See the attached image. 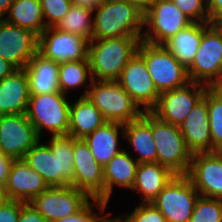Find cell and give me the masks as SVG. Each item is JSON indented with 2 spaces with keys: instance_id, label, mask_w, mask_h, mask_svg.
Returning <instances> with one entry per match:
<instances>
[{
  "instance_id": "1",
  "label": "cell",
  "mask_w": 222,
  "mask_h": 222,
  "mask_svg": "<svg viewBox=\"0 0 222 222\" xmlns=\"http://www.w3.org/2000/svg\"><path fill=\"white\" fill-rule=\"evenodd\" d=\"M39 140L23 160L40 174L49 187L71 186L74 176V137L51 136L47 144Z\"/></svg>"
},
{
  "instance_id": "2",
  "label": "cell",
  "mask_w": 222,
  "mask_h": 222,
  "mask_svg": "<svg viewBox=\"0 0 222 222\" xmlns=\"http://www.w3.org/2000/svg\"><path fill=\"white\" fill-rule=\"evenodd\" d=\"M92 39L136 36L142 39L144 11L127 0H103L93 10Z\"/></svg>"
},
{
  "instance_id": "3",
  "label": "cell",
  "mask_w": 222,
  "mask_h": 222,
  "mask_svg": "<svg viewBox=\"0 0 222 222\" xmlns=\"http://www.w3.org/2000/svg\"><path fill=\"white\" fill-rule=\"evenodd\" d=\"M140 41L136 36L92 39L88 44L92 79L117 81L122 69L136 54Z\"/></svg>"
},
{
  "instance_id": "4",
  "label": "cell",
  "mask_w": 222,
  "mask_h": 222,
  "mask_svg": "<svg viewBox=\"0 0 222 222\" xmlns=\"http://www.w3.org/2000/svg\"><path fill=\"white\" fill-rule=\"evenodd\" d=\"M141 117L151 126L157 162L176 175H186L193 153L188 149L179 126L160 120L151 111H144Z\"/></svg>"
},
{
  "instance_id": "5",
  "label": "cell",
  "mask_w": 222,
  "mask_h": 222,
  "mask_svg": "<svg viewBox=\"0 0 222 222\" xmlns=\"http://www.w3.org/2000/svg\"><path fill=\"white\" fill-rule=\"evenodd\" d=\"M86 97L109 122L126 124L144 112L117 81L92 80Z\"/></svg>"
},
{
  "instance_id": "6",
  "label": "cell",
  "mask_w": 222,
  "mask_h": 222,
  "mask_svg": "<svg viewBox=\"0 0 222 222\" xmlns=\"http://www.w3.org/2000/svg\"><path fill=\"white\" fill-rule=\"evenodd\" d=\"M70 104L61 91L30 95L26 114L40 138L43 129L51 136L68 135Z\"/></svg>"
},
{
  "instance_id": "7",
  "label": "cell",
  "mask_w": 222,
  "mask_h": 222,
  "mask_svg": "<svg viewBox=\"0 0 222 222\" xmlns=\"http://www.w3.org/2000/svg\"><path fill=\"white\" fill-rule=\"evenodd\" d=\"M137 53L144 59L159 93L180 88L190 81L187 68L164 45L140 41Z\"/></svg>"
},
{
  "instance_id": "8",
  "label": "cell",
  "mask_w": 222,
  "mask_h": 222,
  "mask_svg": "<svg viewBox=\"0 0 222 222\" xmlns=\"http://www.w3.org/2000/svg\"><path fill=\"white\" fill-rule=\"evenodd\" d=\"M191 82L216 87L222 82V29L210 24L191 65L187 68Z\"/></svg>"
},
{
  "instance_id": "9",
  "label": "cell",
  "mask_w": 222,
  "mask_h": 222,
  "mask_svg": "<svg viewBox=\"0 0 222 222\" xmlns=\"http://www.w3.org/2000/svg\"><path fill=\"white\" fill-rule=\"evenodd\" d=\"M192 21L171 1L154 0L144 11L142 41L164 45Z\"/></svg>"
},
{
  "instance_id": "10",
  "label": "cell",
  "mask_w": 222,
  "mask_h": 222,
  "mask_svg": "<svg viewBox=\"0 0 222 222\" xmlns=\"http://www.w3.org/2000/svg\"><path fill=\"white\" fill-rule=\"evenodd\" d=\"M199 197L186 175H175L151 203L167 222H189Z\"/></svg>"
},
{
  "instance_id": "11",
  "label": "cell",
  "mask_w": 222,
  "mask_h": 222,
  "mask_svg": "<svg viewBox=\"0 0 222 222\" xmlns=\"http://www.w3.org/2000/svg\"><path fill=\"white\" fill-rule=\"evenodd\" d=\"M92 198L72 186L48 187L29 203L48 221L56 222L79 212Z\"/></svg>"
},
{
  "instance_id": "12",
  "label": "cell",
  "mask_w": 222,
  "mask_h": 222,
  "mask_svg": "<svg viewBox=\"0 0 222 222\" xmlns=\"http://www.w3.org/2000/svg\"><path fill=\"white\" fill-rule=\"evenodd\" d=\"M208 88L202 83L189 82L183 87L162 92L151 112L160 120L179 126Z\"/></svg>"
},
{
  "instance_id": "13",
  "label": "cell",
  "mask_w": 222,
  "mask_h": 222,
  "mask_svg": "<svg viewBox=\"0 0 222 222\" xmlns=\"http://www.w3.org/2000/svg\"><path fill=\"white\" fill-rule=\"evenodd\" d=\"M42 140L27 114L0 115V151L13 159H23L25 154Z\"/></svg>"
},
{
  "instance_id": "14",
  "label": "cell",
  "mask_w": 222,
  "mask_h": 222,
  "mask_svg": "<svg viewBox=\"0 0 222 222\" xmlns=\"http://www.w3.org/2000/svg\"><path fill=\"white\" fill-rule=\"evenodd\" d=\"M38 52V36L31 30L0 19V57L23 69Z\"/></svg>"
},
{
  "instance_id": "15",
  "label": "cell",
  "mask_w": 222,
  "mask_h": 222,
  "mask_svg": "<svg viewBox=\"0 0 222 222\" xmlns=\"http://www.w3.org/2000/svg\"><path fill=\"white\" fill-rule=\"evenodd\" d=\"M117 82L143 111H151L156 106L160 93L137 52L122 69Z\"/></svg>"
},
{
  "instance_id": "16",
  "label": "cell",
  "mask_w": 222,
  "mask_h": 222,
  "mask_svg": "<svg viewBox=\"0 0 222 222\" xmlns=\"http://www.w3.org/2000/svg\"><path fill=\"white\" fill-rule=\"evenodd\" d=\"M186 176L200 197L222 199V151L194 153Z\"/></svg>"
},
{
  "instance_id": "17",
  "label": "cell",
  "mask_w": 222,
  "mask_h": 222,
  "mask_svg": "<svg viewBox=\"0 0 222 222\" xmlns=\"http://www.w3.org/2000/svg\"><path fill=\"white\" fill-rule=\"evenodd\" d=\"M89 41L77 34L46 28L38 37V52L57 63L88 59Z\"/></svg>"
},
{
  "instance_id": "18",
  "label": "cell",
  "mask_w": 222,
  "mask_h": 222,
  "mask_svg": "<svg viewBox=\"0 0 222 222\" xmlns=\"http://www.w3.org/2000/svg\"><path fill=\"white\" fill-rule=\"evenodd\" d=\"M74 176L71 186L91 198L104 201L103 167L95 160L84 139L74 138Z\"/></svg>"
},
{
  "instance_id": "19",
  "label": "cell",
  "mask_w": 222,
  "mask_h": 222,
  "mask_svg": "<svg viewBox=\"0 0 222 222\" xmlns=\"http://www.w3.org/2000/svg\"><path fill=\"white\" fill-rule=\"evenodd\" d=\"M48 187L43 177L30 168L23 159L13 160L4 185L8 199L29 203Z\"/></svg>"
},
{
  "instance_id": "20",
  "label": "cell",
  "mask_w": 222,
  "mask_h": 222,
  "mask_svg": "<svg viewBox=\"0 0 222 222\" xmlns=\"http://www.w3.org/2000/svg\"><path fill=\"white\" fill-rule=\"evenodd\" d=\"M188 149L194 153L212 152L211 131L207 107V90L179 125Z\"/></svg>"
},
{
  "instance_id": "21",
  "label": "cell",
  "mask_w": 222,
  "mask_h": 222,
  "mask_svg": "<svg viewBox=\"0 0 222 222\" xmlns=\"http://www.w3.org/2000/svg\"><path fill=\"white\" fill-rule=\"evenodd\" d=\"M30 89L25 68L16 69L0 81V115L26 114Z\"/></svg>"
},
{
  "instance_id": "22",
  "label": "cell",
  "mask_w": 222,
  "mask_h": 222,
  "mask_svg": "<svg viewBox=\"0 0 222 222\" xmlns=\"http://www.w3.org/2000/svg\"><path fill=\"white\" fill-rule=\"evenodd\" d=\"M119 136L124 138V124L107 121L93 133L86 136L84 141L90 148L95 160L104 167L123 150L119 145Z\"/></svg>"
},
{
  "instance_id": "23",
  "label": "cell",
  "mask_w": 222,
  "mask_h": 222,
  "mask_svg": "<svg viewBox=\"0 0 222 222\" xmlns=\"http://www.w3.org/2000/svg\"><path fill=\"white\" fill-rule=\"evenodd\" d=\"M138 164L134 156L123 149L103 167L104 202L109 203L114 186L132 189Z\"/></svg>"
},
{
  "instance_id": "24",
  "label": "cell",
  "mask_w": 222,
  "mask_h": 222,
  "mask_svg": "<svg viewBox=\"0 0 222 222\" xmlns=\"http://www.w3.org/2000/svg\"><path fill=\"white\" fill-rule=\"evenodd\" d=\"M175 175L158 162L141 163L138 164L132 189L141 195V203H151Z\"/></svg>"
},
{
  "instance_id": "25",
  "label": "cell",
  "mask_w": 222,
  "mask_h": 222,
  "mask_svg": "<svg viewBox=\"0 0 222 222\" xmlns=\"http://www.w3.org/2000/svg\"><path fill=\"white\" fill-rule=\"evenodd\" d=\"M30 95L58 92L59 63L45 58L39 52L25 67Z\"/></svg>"
},
{
  "instance_id": "26",
  "label": "cell",
  "mask_w": 222,
  "mask_h": 222,
  "mask_svg": "<svg viewBox=\"0 0 222 222\" xmlns=\"http://www.w3.org/2000/svg\"><path fill=\"white\" fill-rule=\"evenodd\" d=\"M105 122L100 110L86 96L70 104L69 136L84 139Z\"/></svg>"
},
{
  "instance_id": "27",
  "label": "cell",
  "mask_w": 222,
  "mask_h": 222,
  "mask_svg": "<svg viewBox=\"0 0 222 222\" xmlns=\"http://www.w3.org/2000/svg\"><path fill=\"white\" fill-rule=\"evenodd\" d=\"M211 23L192 22L169 39L164 46L186 68H188L202 41L203 31Z\"/></svg>"
},
{
  "instance_id": "28",
  "label": "cell",
  "mask_w": 222,
  "mask_h": 222,
  "mask_svg": "<svg viewBox=\"0 0 222 222\" xmlns=\"http://www.w3.org/2000/svg\"><path fill=\"white\" fill-rule=\"evenodd\" d=\"M124 138L136 150L134 159L139 163L157 162V149L151 126L142 118L124 124Z\"/></svg>"
},
{
  "instance_id": "29",
  "label": "cell",
  "mask_w": 222,
  "mask_h": 222,
  "mask_svg": "<svg viewBox=\"0 0 222 222\" xmlns=\"http://www.w3.org/2000/svg\"><path fill=\"white\" fill-rule=\"evenodd\" d=\"M3 19L35 33L38 37L46 29L39 0H14Z\"/></svg>"
},
{
  "instance_id": "30",
  "label": "cell",
  "mask_w": 222,
  "mask_h": 222,
  "mask_svg": "<svg viewBox=\"0 0 222 222\" xmlns=\"http://www.w3.org/2000/svg\"><path fill=\"white\" fill-rule=\"evenodd\" d=\"M92 80L88 59L59 63V90L63 94L68 95L70 89L75 88L76 90L83 86L84 92L81 97H85ZM86 83H89V85Z\"/></svg>"
},
{
  "instance_id": "31",
  "label": "cell",
  "mask_w": 222,
  "mask_h": 222,
  "mask_svg": "<svg viewBox=\"0 0 222 222\" xmlns=\"http://www.w3.org/2000/svg\"><path fill=\"white\" fill-rule=\"evenodd\" d=\"M55 28L70 34L80 35L90 42L93 34V10L72 5Z\"/></svg>"
},
{
  "instance_id": "32",
  "label": "cell",
  "mask_w": 222,
  "mask_h": 222,
  "mask_svg": "<svg viewBox=\"0 0 222 222\" xmlns=\"http://www.w3.org/2000/svg\"><path fill=\"white\" fill-rule=\"evenodd\" d=\"M207 107L212 152L222 151V93L216 87L207 89Z\"/></svg>"
},
{
  "instance_id": "33",
  "label": "cell",
  "mask_w": 222,
  "mask_h": 222,
  "mask_svg": "<svg viewBox=\"0 0 222 222\" xmlns=\"http://www.w3.org/2000/svg\"><path fill=\"white\" fill-rule=\"evenodd\" d=\"M189 222H222V199L199 197Z\"/></svg>"
},
{
  "instance_id": "34",
  "label": "cell",
  "mask_w": 222,
  "mask_h": 222,
  "mask_svg": "<svg viewBox=\"0 0 222 222\" xmlns=\"http://www.w3.org/2000/svg\"><path fill=\"white\" fill-rule=\"evenodd\" d=\"M107 205L108 203L104 201L92 198V201H89L79 212L56 222H102L107 215H112L111 212L105 213L104 216L99 215V211L100 214L104 213ZM95 207L99 210L98 213L94 211Z\"/></svg>"
},
{
  "instance_id": "35",
  "label": "cell",
  "mask_w": 222,
  "mask_h": 222,
  "mask_svg": "<svg viewBox=\"0 0 222 222\" xmlns=\"http://www.w3.org/2000/svg\"><path fill=\"white\" fill-rule=\"evenodd\" d=\"M46 28L55 27L70 10L71 0H39Z\"/></svg>"
},
{
  "instance_id": "36",
  "label": "cell",
  "mask_w": 222,
  "mask_h": 222,
  "mask_svg": "<svg viewBox=\"0 0 222 222\" xmlns=\"http://www.w3.org/2000/svg\"><path fill=\"white\" fill-rule=\"evenodd\" d=\"M192 22L210 23L207 0H171Z\"/></svg>"
},
{
  "instance_id": "37",
  "label": "cell",
  "mask_w": 222,
  "mask_h": 222,
  "mask_svg": "<svg viewBox=\"0 0 222 222\" xmlns=\"http://www.w3.org/2000/svg\"><path fill=\"white\" fill-rule=\"evenodd\" d=\"M126 222H167L166 218L152 203H141L125 217Z\"/></svg>"
},
{
  "instance_id": "38",
  "label": "cell",
  "mask_w": 222,
  "mask_h": 222,
  "mask_svg": "<svg viewBox=\"0 0 222 222\" xmlns=\"http://www.w3.org/2000/svg\"><path fill=\"white\" fill-rule=\"evenodd\" d=\"M22 207V201L7 199L0 205V222H18Z\"/></svg>"
},
{
  "instance_id": "39",
  "label": "cell",
  "mask_w": 222,
  "mask_h": 222,
  "mask_svg": "<svg viewBox=\"0 0 222 222\" xmlns=\"http://www.w3.org/2000/svg\"><path fill=\"white\" fill-rule=\"evenodd\" d=\"M18 222H48L30 203L23 202Z\"/></svg>"
},
{
  "instance_id": "40",
  "label": "cell",
  "mask_w": 222,
  "mask_h": 222,
  "mask_svg": "<svg viewBox=\"0 0 222 222\" xmlns=\"http://www.w3.org/2000/svg\"><path fill=\"white\" fill-rule=\"evenodd\" d=\"M210 23L217 24L222 19V0H207Z\"/></svg>"
},
{
  "instance_id": "41",
  "label": "cell",
  "mask_w": 222,
  "mask_h": 222,
  "mask_svg": "<svg viewBox=\"0 0 222 222\" xmlns=\"http://www.w3.org/2000/svg\"><path fill=\"white\" fill-rule=\"evenodd\" d=\"M13 158L0 151V185H5Z\"/></svg>"
},
{
  "instance_id": "42",
  "label": "cell",
  "mask_w": 222,
  "mask_h": 222,
  "mask_svg": "<svg viewBox=\"0 0 222 222\" xmlns=\"http://www.w3.org/2000/svg\"><path fill=\"white\" fill-rule=\"evenodd\" d=\"M102 2L103 0H71L72 5L82 6L91 10H95Z\"/></svg>"
},
{
  "instance_id": "43",
  "label": "cell",
  "mask_w": 222,
  "mask_h": 222,
  "mask_svg": "<svg viewBox=\"0 0 222 222\" xmlns=\"http://www.w3.org/2000/svg\"><path fill=\"white\" fill-rule=\"evenodd\" d=\"M15 70L16 69L10 63L0 57V81Z\"/></svg>"
},
{
  "instance_id": "44",
  "label": "cell",
  "mask_w": 222,
  "mask_h": 222,
  "mask_svg": "<svg viewBox=\"0 0 222 222\" xmlns=\"http://www.w3.org/2000/svg\"><path fill=\"white\" fill-rule=\"evenodd\" d=\"M13 2L14 0H0V19H3L5 17Z\"/></svg>"
},
{
  "instance_id": "45",
  "label": "cell",
  "mask_w": 222,
  "mask_h": 222,
  "mask_svg": "<svg viewBox=\"0 0 222 222\" xmlns=\"http://www.w3.org/2000/svg\"><path fill=\"white\" fill-rule=\"evenodd\" d=\"M136 4L141 10L145 11L154 0H127Z\"/></svg>"
},
{
  "instance_id": "46",
  "label": "cell",
  "mask_w": 222,
  "mask_h": 222,
  "mask_svg": "<svg viewBox=\"0 0 222 222\" xmlns=\"http://www.w3.org/2000/svg\"><path fill=\"white\" fill-rule=\"evenodd\" d=\"M102 222H126L121 215L114 217H105Z\"/></svg>"
},
{
  "instance_id": "47",
  "label": "cell",
  "mask_w": 222,
  "mask_h": 222,
  "mask_svg": "<svg viewBox=\"0 0 222 222\" xmlns=\"http://www.w3.org/2000/svg\"><path fill=\"white\" fill-rule=\"evenodd\" d=\"M7 199L8 198L6 196L4 186L0 185V205L3 204Z\"/></svg>"
},
{
  "instance_id": "48",
  "label": "cell",
  "mask_w": 222,
  "mask_h": 222,
  "mask_svg": "<svg viewBox=\"0 0 222 222\" xmlns=\"http://www.w3.org/2000/svg\"><path fill=\"white\" fill-rule=\"evenodd\" d=\"M216 88L222 93V82L219 83Z\"/></svg>"
},
{
  "instance_id": "49",
  "label": "cell",
  "mask_w": 222,
  "mask_h": 222,
  "mask_svg": "<svg viewBox=\"0 0 222 222\" xmlns=\"http://www.w3.org/2000/svg\"><path fill=\"white\" fill-rule=\"evenodd\" d=\"M217 25L222 29V19L217 23Z\"/></svg>"
}]
</instances>
